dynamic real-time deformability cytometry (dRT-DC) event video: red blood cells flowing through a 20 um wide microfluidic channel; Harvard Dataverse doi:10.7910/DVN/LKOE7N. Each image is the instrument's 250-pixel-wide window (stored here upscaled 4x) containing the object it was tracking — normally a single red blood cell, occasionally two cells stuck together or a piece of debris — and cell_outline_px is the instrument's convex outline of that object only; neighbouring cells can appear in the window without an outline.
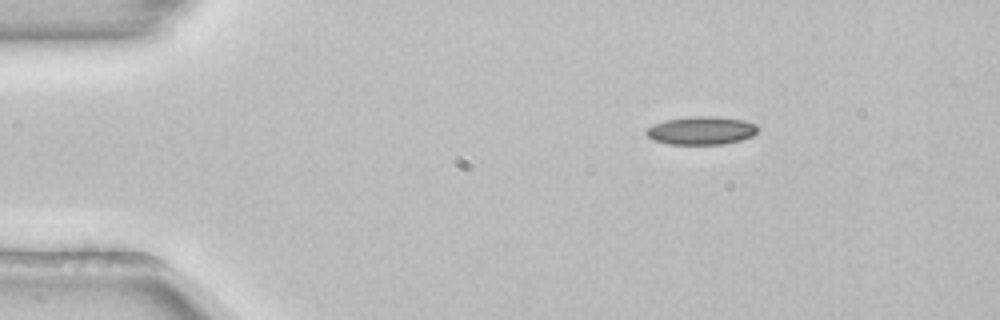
{"species": "common noctule bat (a hibernating species)", "species_latin": "Nyctalus noctula", "temperature_condition": "room temperature", "stored_images_in_passage": 46, "camera_frame_rate_fps": 3000, "um_per_image_px": 0.085, "animal": {"sex": "female", "body_mass_g": 22.7, "forearm_length_mm": 54.2}, "frame": {"image": 1, "passage_image": 1, "time_ms": 0.0, "image_size_px": [1000, 320], "cell_outline_px": [[756, 132], [752, 136], [740, 140], [724, 144], [668, 144], [652, 140], [644, 132], [652, 124], [664, 120], [688, 116], [716, 116], [744, 120], [756, 124]], "centroid_in_image_um": [59.57, 11.09], "position_along_channel_um": 25.4, "area_um2": 18.44}}
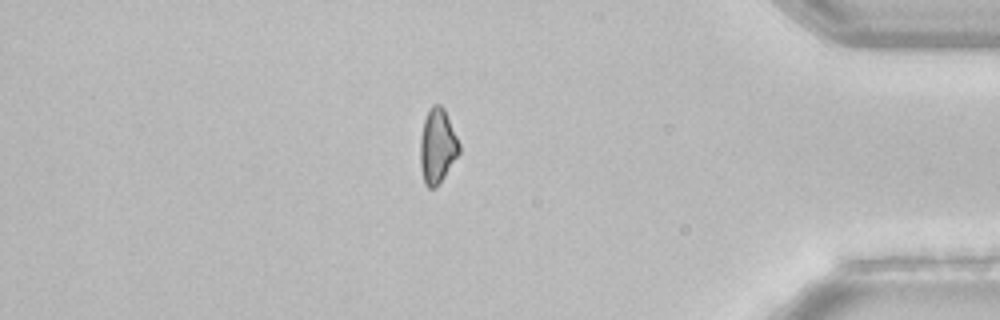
{"frame": {"image": 2, "passage_image": 38, "time_ms": 12.333, "image_size_px": [1000, 320], "cell_outline_px": [[460, 152], [436, 188], [428, 188], [424, 184], [420, 168], [420, 136], [424, 120], [428, 108], [432, 104], [440, 104], [444, 108], [460, 144]], "centroid_in_image_um": [37.16, 12.41], "position_along_channel_um": 398.0, "area_um2": 17.11}}
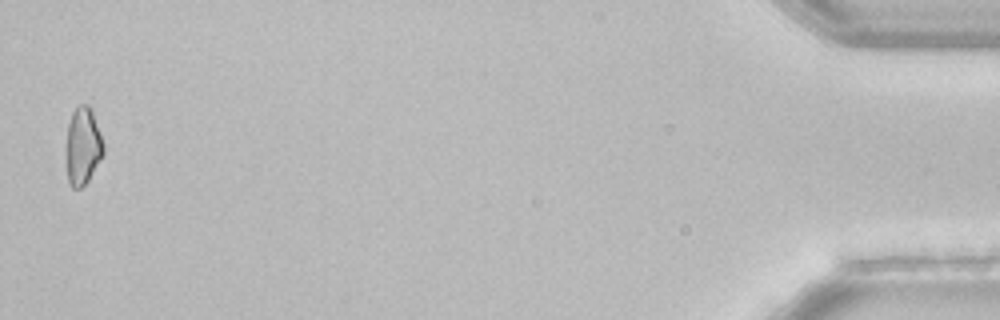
{"frame": {"image": 3, "passage_image": 45, "time_ms": 14.667, "image_size_px": [1000, 320], "cell_outline_px": [[104, 156], [88, 180], [80, 188], [72, 188], [68, 184], [64, 160], [64, 152], [68, 124], [72, 112], [80, 104], [88, 104], [92, 112], [104, 144]], "centroid_in_image_um": [7.0, 12.47], "position_along_channel_um": 428.2, "area_um2": 17.4}}